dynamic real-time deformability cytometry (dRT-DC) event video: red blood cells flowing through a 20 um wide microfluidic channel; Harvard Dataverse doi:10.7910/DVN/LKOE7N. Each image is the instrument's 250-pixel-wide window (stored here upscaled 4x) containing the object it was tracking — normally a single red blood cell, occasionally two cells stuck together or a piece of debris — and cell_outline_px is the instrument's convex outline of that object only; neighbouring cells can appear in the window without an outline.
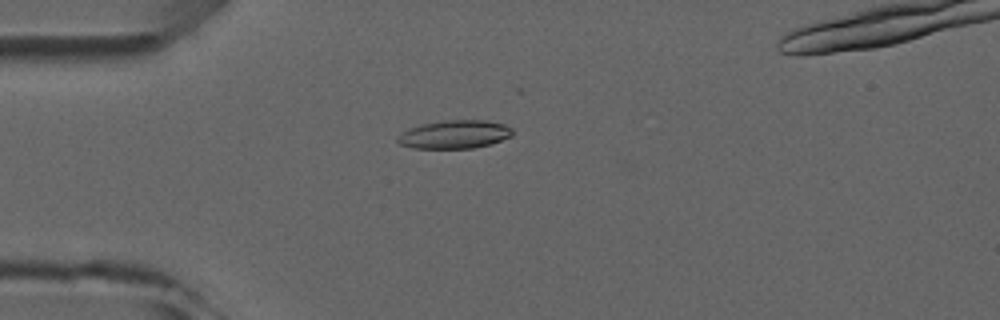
{"species": "common noctule bat (a hibernating species)", "species_latin": "Nyctalus noctula", "temperature_condition": "room temperature", "stored_images_in_passage": 2, "camera_frame_rate_fps": 3000, "um_per_image_px": 0.085, "animal": {"sex": "male", "forearm_length_mm": 52.5}, "frame": {"image": 1, "passage_image": 2, "time_ms": 1.333, "image_size_px": [1000, 320], "cell_outline_px": [[512, 136], [492, 144], [472, 148], [412, 148], [400, 144], [396, 140], [404, 132], [412, 128], [424, 124], [444, 120], [484, 120], [504, 124], [512, 128]], "centroid_in_image_um": [38.7, 11.43], "position_along_channel_um": 46.3, "area_um2": 18.73}}